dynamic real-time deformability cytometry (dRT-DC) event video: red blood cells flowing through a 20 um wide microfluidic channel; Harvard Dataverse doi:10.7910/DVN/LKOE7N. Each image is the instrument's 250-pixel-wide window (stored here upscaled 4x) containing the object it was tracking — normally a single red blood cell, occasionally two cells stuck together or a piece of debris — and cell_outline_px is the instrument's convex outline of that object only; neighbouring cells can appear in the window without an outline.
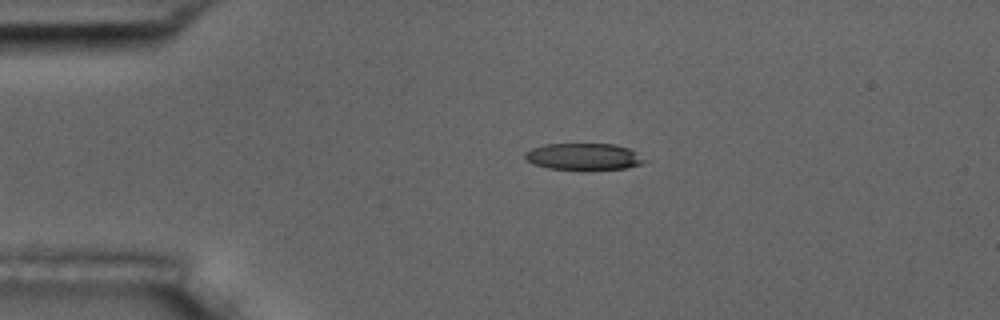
{"species": "common noctule bat (a hibernating species)", "species_latin": "Nyctalus noctula", "temperature_condition": "room temperature", "stored_images_in_passage": 4, "camera_frame_rate_fps": 3000, "um_per_image_px": 0.085, "animal": {"sex": "male", "body_mass_g": 17.5, "forearm_length_mm": 52.3}, "frame": {"image": 1, "passage_image": 3, "time_ms": 2.333, "image_size_px": [1000, 320], "cell_outline_px": [[652, 160], [644, 164], [628, 168], [584, 172], [548, 168], [532, 164], [524, 156], [524, 152], [532, 148], [544, 144], [612, 144], [628, 148]], "centroid_in_image_um": [49.69, 13.36], "position_along_channel_um": 35.3, "area_um2": 19.59}}